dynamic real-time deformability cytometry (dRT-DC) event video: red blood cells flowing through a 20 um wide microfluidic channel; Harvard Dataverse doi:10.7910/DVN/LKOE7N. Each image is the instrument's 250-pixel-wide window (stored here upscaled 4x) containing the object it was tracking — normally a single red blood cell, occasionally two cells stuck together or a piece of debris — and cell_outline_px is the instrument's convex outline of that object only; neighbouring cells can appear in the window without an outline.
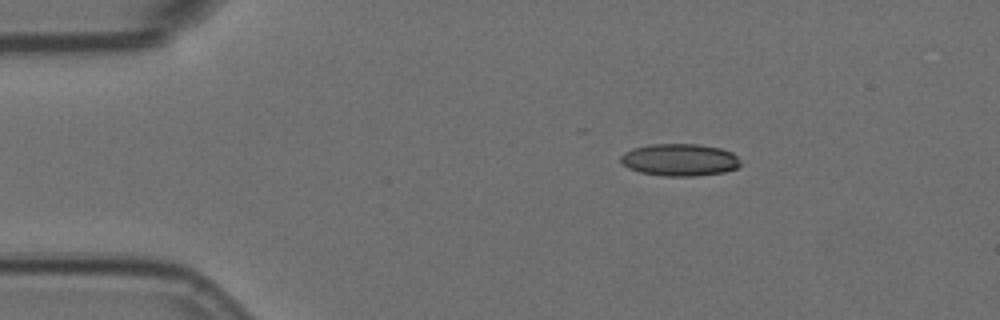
{"species": "Egyptian fruit bat (a non-hibernating species)", "species_latin": "Rousettus aegyptiacus", "temperature_condition": "room temperature", "stored_images_in_passage": 3, "camera_frame_rate_fps": 3000, "um_per_image_px": 0.085, "animal": {"sex": "female"}, "frame": {"image": 1, "passage_image": 1, "time_ms": 0.0, "image_size_px": [1000, 320], "cell_outline_px": [[740, 164], [736, 168], [724, 172], [692, 176], [664, 176], [640, 172], [628, 168], [620, 160], [620, 156], [624, 152], [632, 148], [648, 144], [700, 144], [720, 148], [732, 152], [740, 160]], "centroid_in_image_um": [57.75, 13.58], "position_along_channel_um": 27.2, "area_um2": 22.54}}